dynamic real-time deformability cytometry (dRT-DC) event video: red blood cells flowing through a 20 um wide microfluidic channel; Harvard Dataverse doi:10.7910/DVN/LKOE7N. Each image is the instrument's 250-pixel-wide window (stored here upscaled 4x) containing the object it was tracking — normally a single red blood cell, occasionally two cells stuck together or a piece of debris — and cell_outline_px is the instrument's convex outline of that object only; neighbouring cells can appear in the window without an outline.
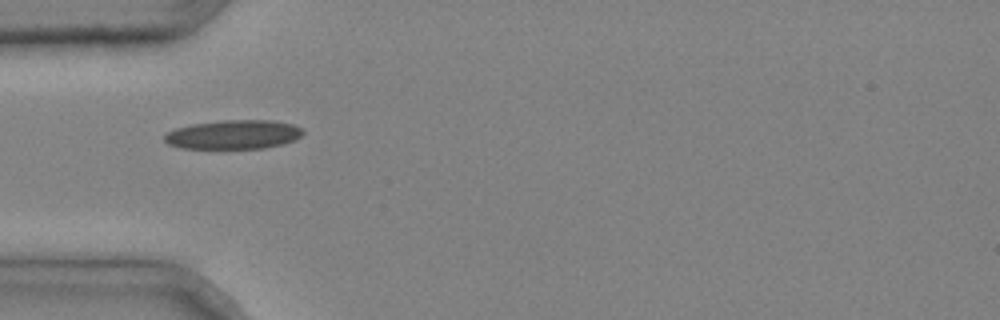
{"species": "common noctule bat (a hibernating species)", "species_latin": "Nyctalus noctula", "temperature_condition": "cold", "stored_images_in_passage": 1, "camera_frame_rate_fps": 3000, "um_per_image_px": 0.085, "animal": {"sex": "male", "body_mass_g": 20.4}, "frame": {"image": 1, "passage_image": 1, "time_ms": 0.0, "image_size_px": [1000, 320], "cell_outline_px": [[304, 132], [300, 136], [292, 140], [280, 144], [264, 148], [180, 148], [168, 144], [164, 140], [164, 136], [168, 132], [176, 128], [192, 124], [224, 120], [272, 120], [292, 124], [304, 128]], "centroid_in_image_um": [19.84, 11.43], "position_along_channel_um": 65.2, "area_um2": 23.29}}